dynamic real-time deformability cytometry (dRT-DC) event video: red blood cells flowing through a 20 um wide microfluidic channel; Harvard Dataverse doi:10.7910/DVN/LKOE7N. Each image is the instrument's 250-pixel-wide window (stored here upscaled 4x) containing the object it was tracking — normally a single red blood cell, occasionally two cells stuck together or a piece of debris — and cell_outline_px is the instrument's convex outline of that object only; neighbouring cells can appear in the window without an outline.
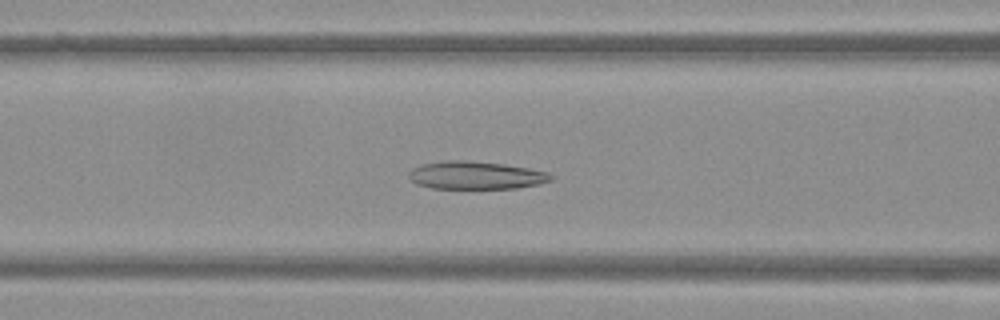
{"species": "Egyptian fruit bat (a non-hibernating species)", "species_latin": "Rousettus aegyptiacus", "temperature_condition": "warm", "stored_images_in_passage": 50, "camera_frame_rate_fps": 3000, "um_per_image_px": 0.085, "frame": {"image": 1, "passage_image": 21, "time_ms": 6.667, "image_size_px": [1000, 320], "cell_outline_px": [[556, 176], [552, 180], [540, 184], [516, 188], [432, 188], [416, 184], [408, 180], [408, 172], [412, 168], [420, 164], [444, 160], [468, 160], [504, 164], [528, 168], [548, 172]], "centroid_in_image_um": [40.42, 14.89], "position_along_channel_um": 126.2, "area_um2": 23.41}}
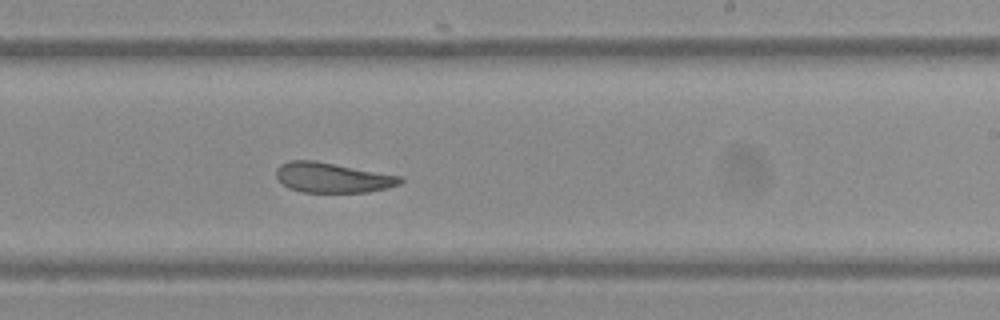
{"frame": {"image": 2, "passage_image": 31, "time_ms": 10.0, "image_size_px": [1000, 320], "cell_outline_px": [[404, 180], [400, 184], [388, 188], [368, 192], [300, 192], [288, 188], [276, 176], [276, 168], [280, 164], [288, 160], [316, 160], [400, 176]], "centroid_in_image_um": [28.24, 15.09], "position_along_channel_um": 260.8, "area_um2": 21.79}}
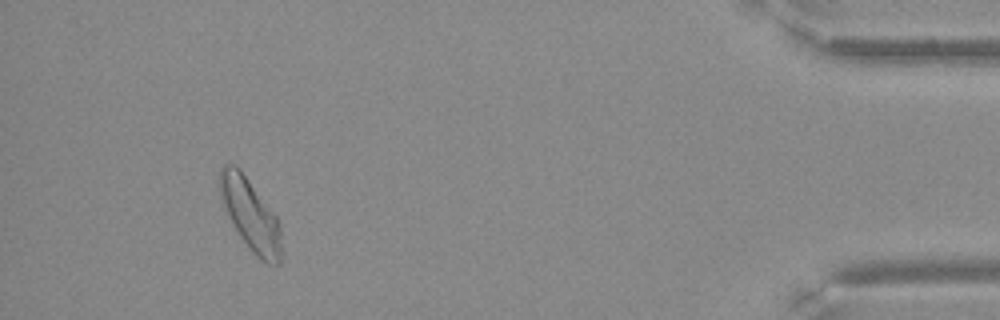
{"frame": {"image": 3, "passage_image": 47, "time_ms": 15.333, "image_size_px": [1000, 320], "cell_outline_px": [[280, 264], [268, 264], [260, 260], [248, 248], [240, 236], [224, 208], [220, 196], [220, 168], [224, 164], [236, 164], [240, 168], [276, 216], [280, 224]], "centroid_in_image_um": [21.27, 18.24], "position_along_channel_um": 413.9, "area_um2": 25.43}}